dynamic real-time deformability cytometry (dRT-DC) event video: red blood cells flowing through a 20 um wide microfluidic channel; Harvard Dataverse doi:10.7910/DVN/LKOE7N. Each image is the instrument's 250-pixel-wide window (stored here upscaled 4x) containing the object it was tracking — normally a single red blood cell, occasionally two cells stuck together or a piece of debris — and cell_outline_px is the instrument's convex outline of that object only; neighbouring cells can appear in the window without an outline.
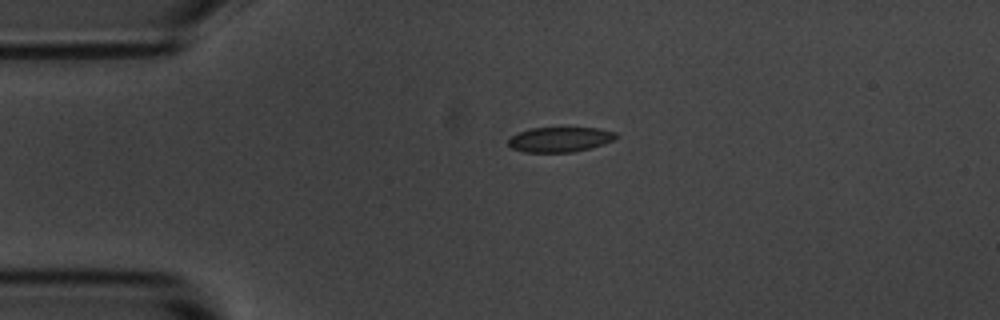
{"species": "common noctule bat (a hibernating species)", "species_latin": "Nyctalus noctula", "temperature_condition": "room temperature", "stored_images_in_passage": 43, "camera_frame_rate_fps": 3000, "um_per_image_px": 0.085, "animal": {"sex": "male", "body_mass_g": 20.1, "forearm_length_mm": 53.5}, "frame": {"image": 1, "passage_image": 1, "time_ms": 0.0, "image_size_px": [1000, 320], "cell_outline_px": [[620, 136], [616, 140], [604, 144], [572, 152], [524, 152], [512, 148], [508, 144], [508, 140], [512, 136], [520, 132], [532, 128], [596, 128], [616, 132]], "centroid_in_image_um": [47.64, 11.85], "position_along_channel_um": 37.4, "area_um2": 15.61}}
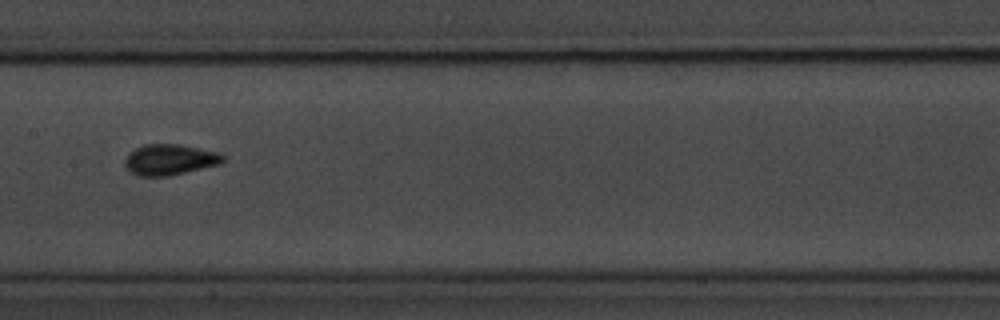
{"frame": {"image": 2, "passage_image": 16, "time_ms": 5.0, "image_size_px": [1000, 320], "cell_outline_px": [[224, 160], [220, 164], [168, 176], [140, 176], [132, 172], [124, 164], [124, 160], [128, 152], [144, 144], [180, 144], [220, 152], [224, 156]], "centroid_in_image_um": [14.43, 13.55], "position_along_channel_um": 193.0, "area_um2": 17.63}}
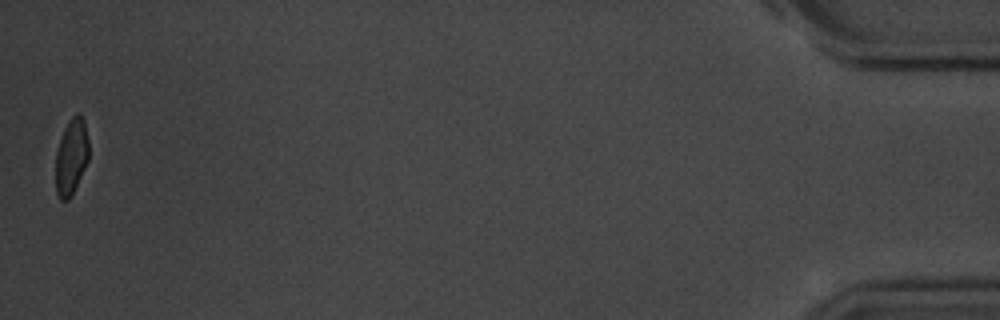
{"frame": {"image": 3, "passage_image": 43, "time_ms": 14.0, "image_size_px": [1000, 320], "cell_outline_px": [[88, 160], [72, 196], [68, 200], [60, 200], [56, 192], [56, 152], [64, 128], [72, 116], [76, 112], [80, 112], [84, 120], [88, 140]], "centroid_in_image_um": [6.06, 13.31], "position_along_channel_um": 429.1, "area_um2": 14.74}, "authors_computed_cell_mechanics": {"area_um2": 16.3574, "velocity_mm_per_s": 3.6788, "shape_relaxation_time_tau1_ms": 2.6625, "shape_relaxation_time_tau2_ms": 0.0807, "deformation_change_tau1": 0.1159, "deformation_change_tau2": 0.0269}}